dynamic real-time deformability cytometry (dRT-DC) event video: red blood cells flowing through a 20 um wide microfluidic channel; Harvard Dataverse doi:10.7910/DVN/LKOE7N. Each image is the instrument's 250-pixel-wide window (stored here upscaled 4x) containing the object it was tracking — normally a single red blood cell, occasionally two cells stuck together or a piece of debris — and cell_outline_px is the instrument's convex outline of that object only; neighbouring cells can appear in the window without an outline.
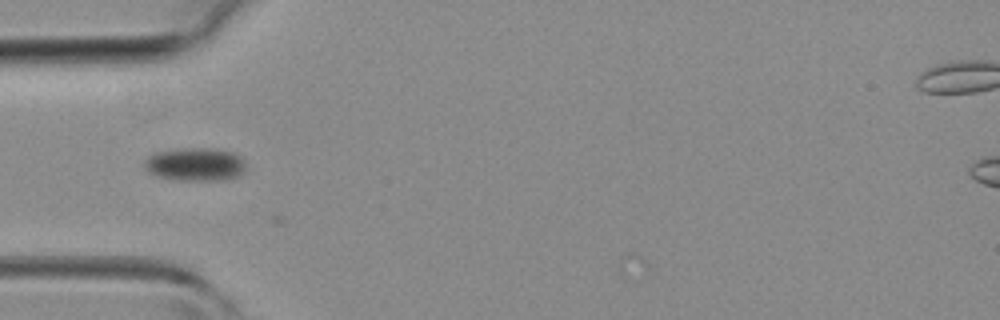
{"species": "common noctule bat (a hibernating species)", "species_latin": "Nyctalus noctula", "temperature_condition": "room temperature", "stored_images_in_passage": 6, "camera_frame_rate_fps": 3000, "um_per_image_px": 0.085, "animal": {"sex": "female", "body_mass_g": 19.3, "forearm_length_mm": 54.1}, "frame": {"image": 1, "passage_image": 3, "time_ms": 0.667, "image_size_px": [1000, 320], "cell_outline_px": [[244, 172], [236, 176], [224, 180], [172, 180], [156, 176], [148, 172], [144, 168], [144, 160], [148, 156], [156, 152], [184, 148], [212, 148], [232, 152], [240, 156], [244, 160]], "centroid_in_image_um": [16.56, 13.97], "position_along_channel_um": 68.4, "area_um2": 19.77}}